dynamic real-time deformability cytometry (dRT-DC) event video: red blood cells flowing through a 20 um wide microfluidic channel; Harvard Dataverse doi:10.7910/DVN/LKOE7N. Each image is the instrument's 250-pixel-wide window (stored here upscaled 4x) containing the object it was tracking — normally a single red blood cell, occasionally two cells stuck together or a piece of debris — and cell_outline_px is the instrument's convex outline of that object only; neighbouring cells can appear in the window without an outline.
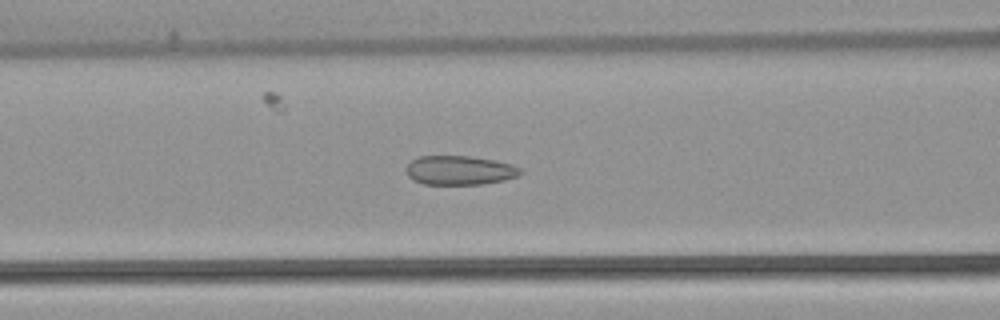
{"species": "common noctule bat (a hibernating species)", "species_latin": "Nyctalus noctula", "temperature_condition": "warm", "stored_images_in_passage": 53, "camera_frame_rate_fps": 3000, "um_per_image_px": 0.085, "animal": {"sex": "female", "body_mass_g": 22.7, "forearm_length_mm": 54.2}, "frame": {"image": 1, "passage_image": 22, "time_ms": 7.0, "image_size_px": [1000, 320], "cell_outline_px": [[524, 172], [516, 176], [504, 180], [480, 184], [424, 184], [412, 180], [408, 176], [404, 168], [412, 160], [420, 156], [468, 156], [496, 160], [512, 164], [520, 168]], "centroid_in_image_um": [39.05, 14.47], "position_along_channel_um": 127.5, "area_um2": 19.48}}
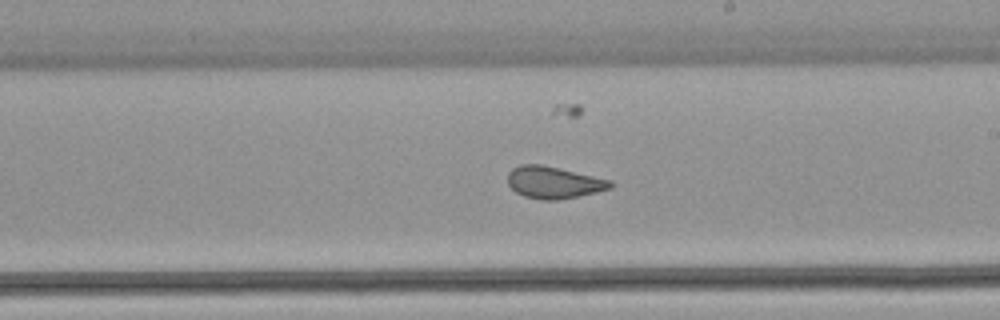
{"frame": {"image": 2, "passage_image": 31, "time_ms": 10.0, "image_size_px": [1000, 320], "cell_outline_px": [[616, 184], [612, 188], [596, 192], [556, 200], [540, 200], [524, 196], [516, 192], [508, 184], [508, 172], [512, 168], [520, 164], [540, 164], [612, 180]], "centroid_in_image_um": [47.07, 15.5], "position_along_channel_um": 241.9, "area_um2": 19.13}}
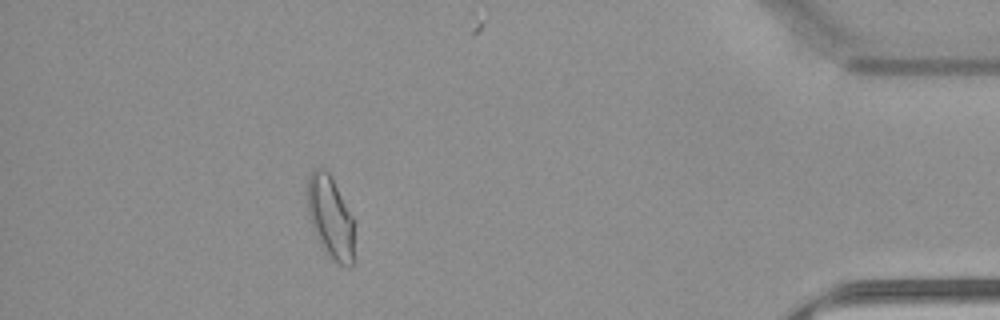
{"frame": {"image": 3, "passage_image": 48, "time_ms": 15.667, "image_size_px": [1000, 320], "cell_outline_px": [[352, 264], [348, 268], [340, 264], [328, 256], [320, 244], [312, 228], [308, 212], [308, 176], [316, 168], [324, 168], [328, 172], [352, 216]], "centroid_in_image_um": [28.05, 18.48], "position_along_channel_um": 407.1, "area_um2": 21.85}, "authors_computed_cell_mechanics": {"area_um2": 21.5016, "velocity_mm_per_s": 3.826, "shape_relaxation_time_tau1_ms": null, "shape_relaxation_time_tau2_ms": 1.2169, "deformation_change_tau1": null, "deformation_change_tau2": 0.0729}}